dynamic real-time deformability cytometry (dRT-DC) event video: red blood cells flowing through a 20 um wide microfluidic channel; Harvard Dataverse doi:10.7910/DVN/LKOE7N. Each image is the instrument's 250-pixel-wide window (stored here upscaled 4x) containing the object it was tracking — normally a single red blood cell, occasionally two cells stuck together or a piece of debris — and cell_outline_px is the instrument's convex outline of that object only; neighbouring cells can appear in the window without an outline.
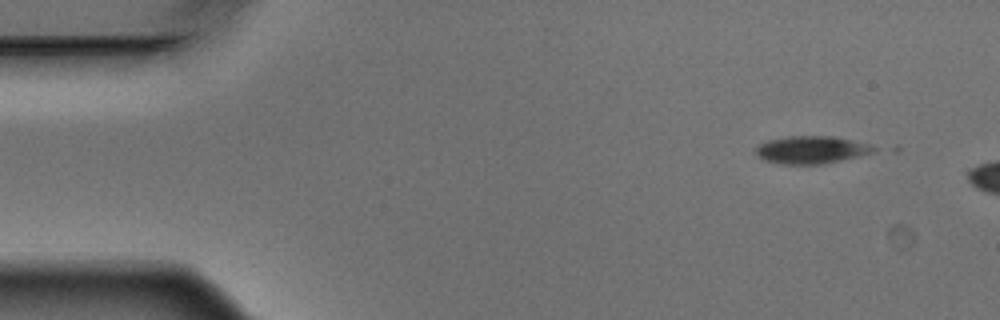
{"species": "Egyptian fruit bat (a non-hibernating species)", "species_latin": "Rousettus aegyptiacus", "temperature_condition": "warm", "stored_images_in_passage": 4, "camera_frame_rate_fps": 3000, "um_per_image_px": 0.085, "animal": {"sex": "male"}, "frame": {"image": 1, "passage_image": 2, "time_ms": 0.333, "image_size_px": [1000, 320], "cell_outline_px": [[876, 148], [872, 152], [856, 156], [820, 164], [780, 164], [764, 160], [756, 156], [752, 152], [760, 144], [768, 140], [788, 136], [832, 136], [852, 140], [868, 144]], "centroid_in_image_um": [68.86, 12.73], "position_along_channel_um": 16.1, "area_um2": 18.73}}